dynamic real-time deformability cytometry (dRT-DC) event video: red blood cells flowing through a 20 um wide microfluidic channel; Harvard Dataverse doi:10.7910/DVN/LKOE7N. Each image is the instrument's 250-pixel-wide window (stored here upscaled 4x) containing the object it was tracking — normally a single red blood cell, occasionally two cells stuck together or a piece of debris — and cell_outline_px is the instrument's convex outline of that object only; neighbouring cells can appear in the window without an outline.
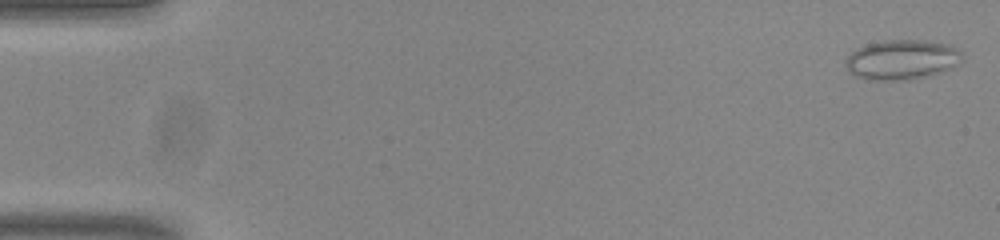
{"species": "common noctule bat (a hibernating species)", "species_latin": "Nyctalus noctula", "temperature_condition": "room temperature", "stored_images_in_passage": 54, "camera_frame_rate_fps": 3000, "um_per_image_px": 0.085, "animal": {"sex": "male", "body_mass_g": 20.0, "forearm_length_mm": 53.3}, "frame": {"image": 1, "passage_image": 2, "time_ms": 0.333, "image_size_px": [1000, 240], "cell_outline_px": [[964, 60], [952, 68], [928, 76], [908, 80], [864, 80], [848, 72], [844, 64], [844, 60], [856, 48], [868, 44], [884, 40], [928, 40], [948, 44], [956, 48], [964, 56]], "centroid_in_image_um": [76.65, 5.08], "position_along_channel_um": 8.3, "area_um2": 27.51}}
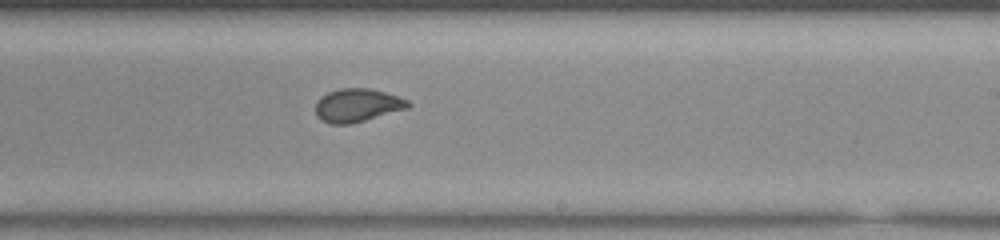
{"frame": {"image": 2, "passage_image": 33, "time_ms": 10.667, "image_size_px": [1000, 240], "cell_outline_px": [[412, 104], [408, 108], [352, 124], [332, 124], [320, 120], [316, 116], [316, 100], [320, 96], [328, 92], [340, 88], [368, 88], [384, 92], [408, 100]], "centroid_in_image_um": [30.34, 8.95], "position_along_channel_um": 258.7, "area_um2": 18.03}}
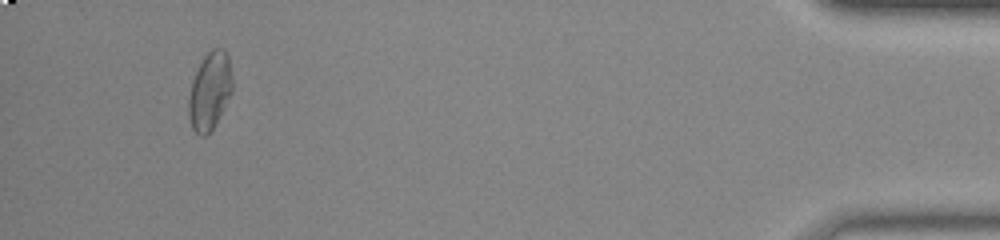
{"frame": {"image": 3, "passage_image": 51, "time_ms": 16.667, "image_size_px": [1000, 240], "cell_outline_px": [[232, 92], [212, 128], [204, 136], [200, 136], [192, 128], [188, 116], [188, 96], [192, 80], [204, 56], [212, 48], [224, 48], [228, 56], [232, 76]], "centroid_in_image_um": [17.82, 7.71], "position_along_channel_um": 417.4, "area_um2": 19.59}, "authors_computed_cell_mechanics": {"area_um2": 18.785, "velocity_mm_per_s": 3.8278, "shape_relaxation_time_tau1_ms": null, "shape_relaxation_time_tau2_ms": 0.701, "deformation_change_tau1": null, "deformation_change_tau2": 0.048}}